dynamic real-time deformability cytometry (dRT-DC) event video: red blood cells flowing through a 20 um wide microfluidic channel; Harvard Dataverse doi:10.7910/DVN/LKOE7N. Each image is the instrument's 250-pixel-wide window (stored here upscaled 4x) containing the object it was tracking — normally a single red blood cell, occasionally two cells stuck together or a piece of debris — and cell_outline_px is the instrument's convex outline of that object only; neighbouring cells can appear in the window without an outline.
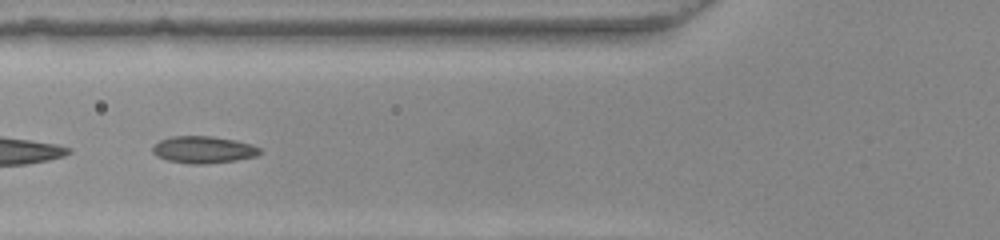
{"species": "common noctule bat (a hibernating species)", "species_latin": "Nyctalus noctula", "temperature_condition": "warm", "stored_images_in_passage": 42, "camera_frame_rate_fps": 3000, "um_per_image_px": 0.085, "animal": {"sex": "female", "body_mass_g": 22.0, "forearm_length_mm": 56.7}, "frame": {"image": 1, "passage_image": 13, "time_ms": 4.0, "image_size_px": [1000, 240], "cell_outline_px": [[260, 152], [256, 156], [236, 160], [204, 164], [192, 164], [168, 160], [156, 156], [152, 152], [152, 144], [160, 140], [172, 136], [212, 136], [236, 140], [252, 144], [260, 148]], "centroid_in_image_um": [17.26, 12.71], "position_along_channel_um": 108.5, "area_um2": 16.94}}
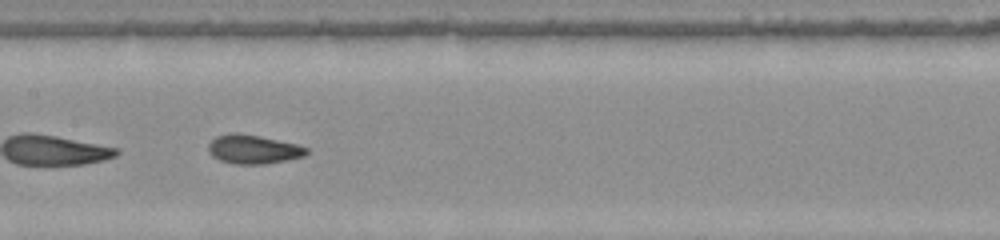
{"frame": {"image": 2, "passage_image": 19, "time_ms": 6.0, "image_size_px": [1000, 240], "cell_outline_px": [[308, 152], [304, 156], [288, 160], [264, 164], [232, 164], [220, 160], [212, 156], [208, 152], [208, 144], [216, 136], [236, 132], [260, 136], [296, 144], [308, 148]], "centroid_in_image_um": [21.51, 12.7], "position_along_channel_um": 185.9, "area_um2": 16.59}, "authors_computed_cell_mechanics": {"area_um2": 16.3574, "velocity_mm_per_s": 3.8715, "shape_relaxation_time_tau1_ms": 7.0277, "shape_relaxation_time_tau2_ms": 1.8699, "deformation_change_tau1": 0.1602, "deformation_change_tau2": 0.0653}}